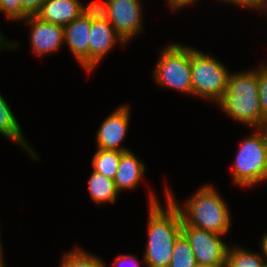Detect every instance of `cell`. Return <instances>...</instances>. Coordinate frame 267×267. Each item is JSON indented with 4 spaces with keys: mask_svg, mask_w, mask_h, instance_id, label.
Instances as JSON below:
<instances>
[{
    "mask_svg": "<svg viewBox=\"0 0 267 267\" xmlns=\"http://www.w3.org/2000/svg\"><path fill=\"white\" fill-rule=\"evenodd\" d=\"M157 83L160 85L193 94L191 79V47L181 44H169L161 52L158 65L154 69Z\"/></svg>",
    "mask_w": 267,
    "mask_h": 267,
    "instance_id": "8992f818",
    "label": "cell"
},
{
    "mask_svg": "<svg viewBox=\"0 0 267 267\" xmlns=\"http://www.w3.org/2000/svg\"><path fill=\"white\" fill-rule=\"evenodd\" d=\"M140 1L105 0L103 4L93 3L126 43L142 30V7Z\"/></svg>",
    "mask_w": 267,
    "mask_h": 267,
    "instance_id": "52a82bcc",
    "label": "cell"
},
{
    "mask_svg": "<svg viewBox=\"0 0 267 267\" xmlns=\"http://www.w3.org/2000/svg\"><path fill=\"white\" fill-rule=\"evenodd\" d=\"M8 49H13V48H17L18 44L17 42L16 43H11V42H8L6 40H4V37L0 34V50L3 49L4 47H6Z\"/></svg>",
    "mask_w": 267,
    "mask_h": 267,
    "instance_id": "4316f807",
    "label": "cell"
},
{
    "mask_svg": "<svg viewBox=\"0 0 267 267\" xmlns=\"http://www.w3.org/2000/svg\"><path fill=\"white\" fill-rule=\"evenodd\" d=\"M195 1L196 0H167V2L169 3L170 7L173 10L180 9V7H184V6L186 7Z\"/></svg>",
    "mask_w": 267,
    "mask_h": 267,
    "instance_id": "484cf974",
    "label": "cell"
},
{
    "mask_svg": "<svg viewBox=\"0 0 267 267\" xmlns=\"http://www.w3.org/2000/svg\"><path fill=\"white\" fill-rule=\"evenodd\" d=\"M145 171L144 164L129 150L122 154L113 178L116 190L133 189L140 183Z\"/></svg>",
    "mask_w": 267,
    "mask_h": 267,
    "instance_id": "5bb4252c",
    "label": "cell"
},
{
    "mask_svg": "<svg viewBox=\"0 0 267 267\" xmlns=\"http://www.w3.org/2000/svg\"><path fill=\"white\" fill-rule=\"evenodd\" d=\"M31 25V46L37 55L40 57L55 52L61 47L64 41L63 26L54 23L45 22L38 19L35 15L28 16L24 19Z\"/></svg>",
    "mask_w": 267,
    "mask_h": 267,
    "instance_id": "7c38bea8",
    "label": "cell"
},
{
    "mask_svg": "<svg viewBox=\"0 0 267 267\" xmlns=\"http://www.w3.org/2000/svg\"><path fill=\"white\" fill-rule=\"evenodd\" d=\"M228 1V3H234L235 5L249 7V8H256V9H267V0H224Z\"/></svg>",
    "mask_w": 267,
    "mask_h": 267,
    "instance_id": "603a6c76",
    "label": "cell"
},
{
    "mask_svg": "<svg viewBox=\"0 0 267 267\" xmlns=\"http://www.w3.org/2000/svg\"><path fill=\"white\" fill-rule=\"evenodd\" d=\"M60 267H105V265L98 257L75 248L63 257Z\"/></svg>",
    "mask_w": 267,
    "mask_h": 267,
    "instance_id": "ffe728a7",
    "label": "cell"
},
{
    "mask_svg": "<svg viewBox=\"0 0 267 267\" xmlns=\"http://www.w3.org/2000/svg\"><path fill=\"white\" fill-rule=\"evenodd\" d=\"M259 101L263 119L267 120V74L258 69Z\"/></svg>",
    "mask_w": 267,
    "mask_h": 267,
    "instance_id": "7402d4cb",
    "label": "cell"
},
{
    "mask_svg": "<svg viewBox=\"0 0 267 267\" xmlns=\"http://www.w3.org/2000/svg\"><path fill=\"white\" fill-rule=\"evenodd\" d=\"M88 187L91 198L98 204L114 203L119 195L114 180L95 171L89 177Z\"/></svg>",
    "mask_w": 267,
    "mask_h": 267,
    "instance_id": "2e32d148",
    "label": "cell"
},
{
    "mask_svg": "<svg viewBox=\"0 0 267 267\" xmlns=\"http://www.w3.org/2000/svg\"><path fill=\"white\" fill-rule=\"evenodd\" d=\"M263 256L241 248H230L227 252L226 267H264Z\"/></svg>",
    "mask_w": 267,
    "mask_h": 267,
    "instance_id": "ac0fdd59",
    "label": "cell"
},
{
    "mask_svg": "<svg viewBox=\"0 0 267 267\" xmlns=\"http://www.w3.org/2000/svg\"><path fill=\"white\" fill-rule=\"evenodd\" d=\"M182 234L189 241L198 264L226 265L230 247L221 240V234L182 225Z\"/></svg>",
    "mask_w": 267,
    "mask_h": 267,
    "instance_id": "ba28073f",
    "label": "cell"
},
{
    "mask_svg": "<svg viewBox=\"0 0 267 267\" xmlns=\"http://www.w3.org/2000/svg\"><path fill=\"white\" fill-rule=\"evenodd\" d=\"M197 264L189 241L181 234L175 241L169 267H196Z\"/></svg>",
    "mask_w": 267,
    "mask_h": 267,
    "instance_id": "d6986e66",
    "label": "cell"
},
{
    "mask_svg": "<svg viewBox=\"0 0 267 267\" xmlns=\"http://www.w3.org/2000/svg\"><path fill=\"white\" fill-rule=\"evenodd\" d=\"M89 6H83L79 0H45L35 16L45 22L64 27L85 12Z\"/></svg>",
    "mask_w": 267,
    "mask_h": 267,
    "instance_id": "4fadbf2b",
    "label": "cell"
},
{
    "mask_svg": "<svg viewBox=\"0 0 267 267\" xmlns=\"http://www.w3.org/2000/svg\"><path fill=\"white\" fill-rule=\"evenodd\" d=\"M91 4L79 17L64 28V41L87 71H89V32L91 27Z\"/></svg>",
    "mask_w": 267,
    "mask_h": 267,
    "instance_id": "8fae6325",
    "label": "cell"
},
{
    "mask_svg": "<svg viewBox=\"0 0 267 267\" xmlns=\"http://www.w3.org/2000/svg\"><path fill=\"white\" fill-rule=\"evenodd\" d=\"M130 263L131 267H140L139 266V262L136 260V258L134 256H132L131 254L129 255H118L117 259L115 261V266L114 267H124V263Z\"/></svg>",
    "mask_w": 267,
    "mask_h": 267,
    "instance_id": "d4e9b609",
    "label": "cell"
},
{
    "mask_svg": "<svg viewBox=\"0 0 267 267\" xmlns=\"http://www.w3.org/2000/svg\"><path fill=\"white\" fill-rule=\"evenodd\" d=\"M229 74L224 64L191 48L193 95L218 102L224 96Z\"/></svg>",
    "mask_w": 267,
    "mask_h": 267,
    "instance_id": "5b68a950",
    "label": "cell"
},
{
    "mask_svg": "<svg viewBox=\"0 0 267 267\" xmlns=\"http://www.w3.org/2000/svg\"><path fill=\"white\" fill-rule=\"evenodd\" d=\"M129 106H121L112 112L101 124L97 132V149L129 151L121 146L129 126Z\"/></svg>",
    "mask_w": 267,
    "mask_h": 267,
    "instance_id": "30bf717a",
    "label": "cell"
},
{
    "mask_svg": "<svg viewBox=\"0 0 267 267\" xmlns=\"http://www.w3.org/2000/svg\"><path fill=\"white\" fill-rule=\"evenodd\" d=\"M261 246H262V250H263L262 254L265 257L264 259H267V233L262 238ZM266 264H267V262H266Z\"/></svg>",
    "mask_w": 267,
    "mask_h": 267,
    "instance_id": "83f0119b",
    "label": "cell"
},
{
    "mask_svg": "<svg viewBox=\"0 0 267 267\" xmlns=\"http://www.w3.org/2000/svg\"><path fill=\"white\" fill-rule=\"evenodd\" d=\"M260 131L244 139L236 154L232 175L242 187L267 181V134L263 128Z\"/></svg>",
    "mask_w": 267,
    "mask_h": 267,
    "instance_id": "277c9868",
    "label": "cell"
},
{
    "mask_svg": "<svg viewBox=\"0 0 267 267\" xmlns=\"http://www.w3.org/2000/svg\"><path fill=\"white\" fill-rule=\"evenodd\" d=\"M196 267H226V265L197 264Z\"/></svg>",
    "mask_w": 267,
    "mask_h": 267,
    "instance_id": "f1b7e54d",
    "label": "cell"
},
{
    "mask_svg": "<svg viewBox=\"0 0 267 267\" xmlns=\"http://www.w3.org/2000/svg\"><path fill=\"white\" fill-rule=\"evenodd\" d=\"M123 153V151L119 150L98 149L92 160L93 171L101 173L107 178L113 179Z\"/></svg>",
    "mask_w": 267,
    "mask_h": 267,
    "instance_id": "e0dca14e",
    "label": "cell"
},
{
    "mask_svg": "<svg viewBox=\"0 0 267 267\" xmlns=\"http://www.w3.org/2000/svg\"><path fill=\"white\" fill-rule=\"evenodd\" d=\"M22 133L21 127L11 108L0 94V134L19 143L20 146L22 145V147L27 150L33 158L38 160L37 155L29 147V144L24 139Z\"/></svg>",
    "mask_w": 267,
    "mask_h": 267,
    "instance_id": "9a60e30c",
    "label": "cell"
},
{
    "mask_svg": "<svg viewBox=\"0 0 267 267\" xmlns=\"http://www.w3.org/2000/svg\"><path fill=\"white\" fill-rule=\"evenodd\" d=\"M220 107L234 121L260 130L265 125L258 88V69L229 74L224 96L218 101Z\"/></svg>",
    "mask_w": 267,
    "mask_h": 267,
    "instance_id": "7a4b0ae2",
    "label": "cell"
},
{
    "mask_svg": "<svg viewBox=\"0 0 267 267\" xmlns=\"http://www.w3.org/2000/svg\"><path fill=\"white\" fill-rule=\"evenodd\" d=\"M45 0H20L23 10L29 15L34 16Z\"/></svg>",
    "mask_w": 267,
    "mask_h": 267,
    "instance_id": "cb8c5ba5",
    "label": "cell"
},
{
    "mask_svg": "<svg viewBox=\"0 0 267 267\" xmlns=\"http://www.w3.org/2000/svg\"><path fill=\"white\" fill-rule=\"evenodd\" d=\"M0 11L11 20H24L29 16L23 10L20 0H0Z\"/></svg>",
    "mask_w": 267,
    "mask_h": 267,
    "instance_id": "44dd1931",
    "label": "cell"
},
{
    "mask_svg": "<svg viewBox=\"0 0 267 267\" xmlns=\"http://www.w3.org/2000/svg\"><path fill=\"white\" fill-rule=\"evenodd\" d=\"M262 71H264L266 74H267V65H260V67H259Z\"/></svg>",
    "mask_w": 267,
    "mask_h": 267,
    "instance_id": "f546056e",
    "label": "cell"
},
{
    "mask_svg": "<svg viewBox=\"0 0 267 267\" xmlns=\"http://www.w3.org/2000/svg\"><path fill=\"white\" fill-rule=\"evenodd\" d=\"M1 242H0V258H2V247H1Z\"/></svg>",
    "mask_w": 267,
    "mask_h": 267,
    "instance_id": "d6a6232c",
    "label": "cell"
},
{
    "mask_svg": "<svg viewBox=\"0 0 267 267\" xmlns=\"http://www.w3.org/2000/svg\"><path fill=\"white\" fill-rule=\"evenodd\" d=\"M150 193L148 243L144 255L147 267H169L174 244L182 234V217L177 206L166 197V210Z\"/></svg>",
    "mask_w": 267,
    "mask_h": 267,
    "instance_id": "6da1fadb",
    "label": "cell"
},
{
    "mask_svg": "<svg viewBox=\"0 0 267 267\" xmlns=\"http://www.w3.org/2000/svg\"><path fill=\"white\" fill-rule=\"evenodd\" d=\"M117 40L125 46L126 43L92 2L89 32V71L99 64L107 52H110L115 43L118 42Z\"/></svg>",
    "mask_w": 267,
    "mask_h": 267,
    "instance_id": "9c48e42d",
    "label": "cell"
},
{
    "mask_svg": "<svg viewBox=\"0 0 267 267\" xmlns=\"http://www.w3.org/2000/svg\"><path fill=\"white\" fill-rule=\"evenodd\" d=\"M168 197L178 208L182 217V225L213 231L221 235L228 233L231 226L229 209L225 201L212 186H203L184 204L179 206L170 190Z\"/></svg>",
    "mask_w": 267,
    "mask_h": 267,
    "instance_id": "3957f363",
    "label": "cell"
},
{
    "mask_svg": "<svg viewBox=\"0 0 267 267\" xmlns=\"http://www.w3.org/2000/svg\"><path fill=\"white\" fill-rule=\"evenodd\" d=\"M2 261H3V259L0 258V267H5V264Z\"/></svg>",
    "mask_w": 267,
    "mask_h": 267,
    "instance_id": "4dcf8cb0",
    "label": "cell"
},
{
    "mask_svg": "<svg viewBox=\"0 0 267 267\" xmlns=\"http://www.w3.org/2000/svg\"><path fill=\"white\" fill-rule=\"evenodd\" d=\"M263 129L266 131V134H267V120L265 122V125H264Z\"/></svg>",
    "mask_w": 267,
    "mask_h": 267,
    "instance_id": "1f68e13d",
    "label": "cell"
}]
</instances>
